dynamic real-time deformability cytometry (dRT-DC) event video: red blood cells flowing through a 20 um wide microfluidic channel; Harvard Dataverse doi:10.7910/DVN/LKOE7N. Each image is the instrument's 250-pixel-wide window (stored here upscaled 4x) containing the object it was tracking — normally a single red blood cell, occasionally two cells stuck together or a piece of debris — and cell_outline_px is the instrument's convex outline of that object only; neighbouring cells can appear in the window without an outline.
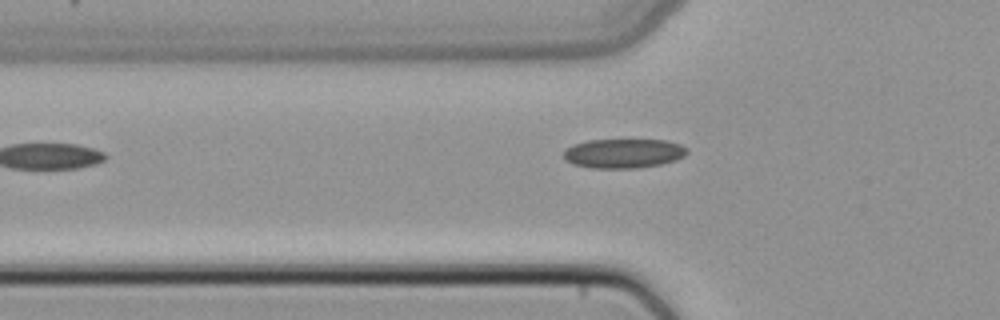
{"species": "common noctule bat (a hibernating species)", "species_latin": "Nyctalus noctula", "temperature_condition": "cold", "stored_images_in_passage": 2, "camera_frame_rate_fps": 3000, "um_per_image_px": 0.085, "animal": {"sex": "female", "body_mass_g": 22.7, "forearm_length_mm": 54.2}, "frame": {"image": 1, "passage_image": 2, "time_ms": 0.333, "image_size_px": [1000, 320], "cell_outline_px": [[688, 152], [684, 156], [676, 160], [660, 164], [636, 168], [588, 168], [572, 164], [564, 160], [564, 148], [572, 144], [588, 140], [668, 140], [680, 144], [688, 148]], "centroid_in_image_um": [52.97, 13.03], "position_along_channel_um": 72.8, "area_um2": 21.39}}